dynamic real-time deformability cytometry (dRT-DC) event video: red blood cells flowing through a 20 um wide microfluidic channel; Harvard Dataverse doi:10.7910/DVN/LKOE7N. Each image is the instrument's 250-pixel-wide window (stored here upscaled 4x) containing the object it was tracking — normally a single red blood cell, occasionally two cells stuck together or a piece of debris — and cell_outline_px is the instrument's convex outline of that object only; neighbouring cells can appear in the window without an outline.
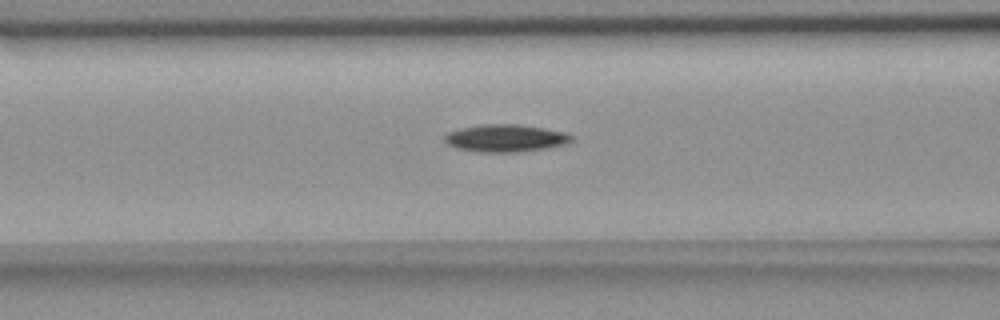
{"species": "common noctule bat (a hibernating species)", "species_latin": "Nyctalus noctula", "temperature_condition": "room temperature", "stored_images_in_passage": 48, "camera_frame_rate_fps": 3000, "um_per_image_px": 0.085, "animal": {"sex": "female", "body_mass_g": 18.4}, "frame": {"image": 1, "passage_image": 21, "time_ms": 6.667, "image_size_px": [1000, 320], "cell_outline_px": [[572, 140], [564, 144], [544, 148], [516, 152], [476, 152], [456, 148], [448, 144], [444, 140], [444, 136], [448, 132], [460, 128], [484, 124], [516, 124], [544, 128], [564, 132], [572, 136]], "centroid_in_image_um": [42.92, 11.74], "position_along_channel_um": 123.7, "area_um2": 20.11}}
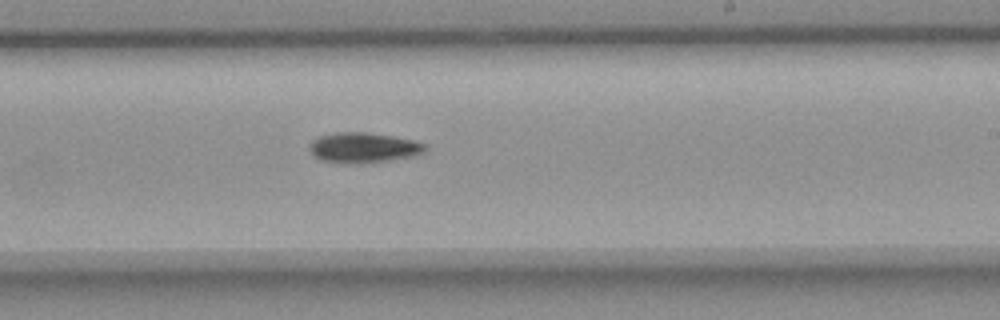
{"frame": {"image": 2, "passage_image": 32, "time_ms": 10.333, "image_size_px": [1000, 320], "cell_outline_px": [[428, 148], [424, 152], [412, 156], [388, 160], [320, 160], [308, 148], [312, 140], [316, 136], [336, 132], [364, 132], [392, 136], [412, 140], [428, 144]], "centroid_in_image_um": [30.92, 12.48], "position_along_channel_um": 258.1, "area_um2": 19.36}}
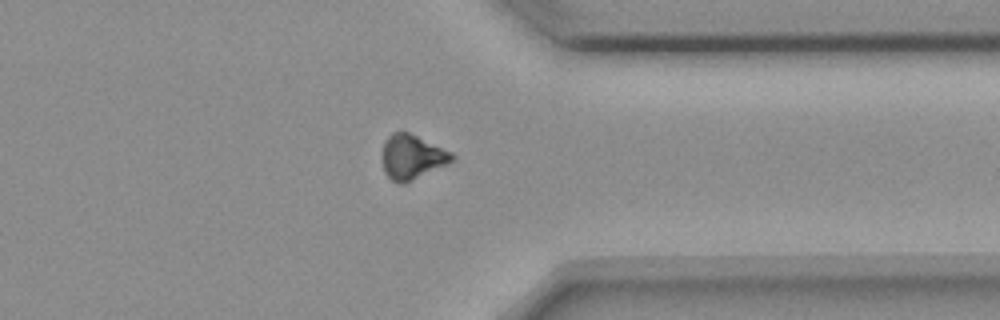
{"frame": {"image": 3, "passage_image": 42, "time_ms": 13.667, "image_size_px": [1000, 320], "cell_outline_px": [[456, 156], [448, 164], [404, 184], [400, 184], [392, 180], [384, 172], [380, 156], [384, 140], [392, 132], [400, 128], [452, 152]], "centroid_in_image_um": [34.97, 13.31], "position_along_channel_um": 376.4, "area_um2": 18.61}}